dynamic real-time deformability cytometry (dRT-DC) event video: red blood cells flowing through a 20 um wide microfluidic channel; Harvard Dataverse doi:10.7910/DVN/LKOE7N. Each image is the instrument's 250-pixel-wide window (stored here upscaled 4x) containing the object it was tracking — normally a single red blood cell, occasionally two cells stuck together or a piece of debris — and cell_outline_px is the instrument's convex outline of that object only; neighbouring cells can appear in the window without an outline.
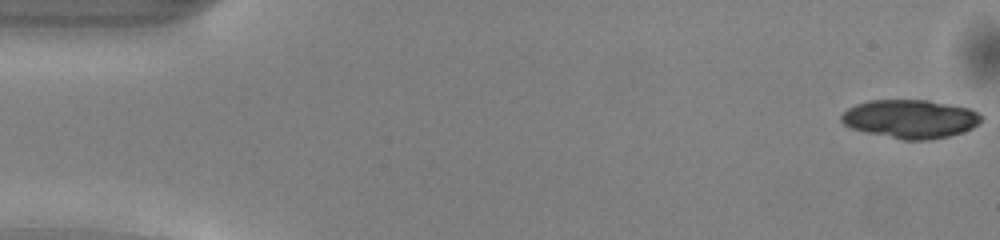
{"species": "common noctule bat (a hibernating species)", "species_latin": "Nyctalus noctula", "temperature_condition": "warm", "stored_images_in_passage": 50, "camera_frame_rate_fps": 3000, "um_per_image_px": 0.085, "animal": {"sex": "male", "body_mass_g": 13.0, "forearm_length_mm": 53.1}, "frame": {"image": 1, "passage_image": 1, "time_ms": 0.0, "image_size_px": [1000, 240], "cell_outline_px": [[984, 116], [972, 128], [964, 132], [948, 136], [928, 140], [904, 140], [864, 132], [852, 128], [844, 124], [840, 120], [840, 116], [848, 108], [856, 104], [868, 100], [928, 100], [972, 108], [980, 112]], "centroid_in_image_um": [77.4, 10.1], "position_along_channel_um": 7.6, "area_um2": 31.67}}
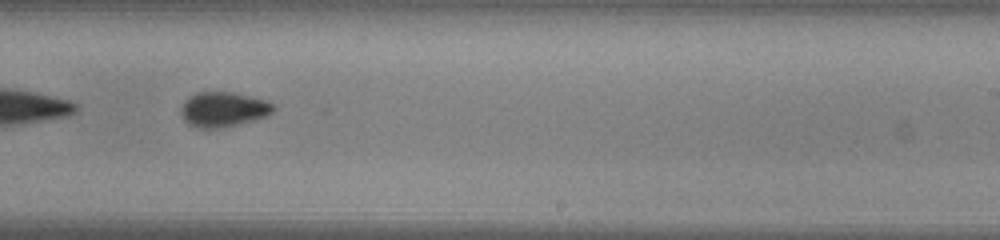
{"frame": {"image": 2, "passage_image": 31, "time_ms": 10.0, "image_size_px": [1000, 240], "cell_outline_px": [[276, 108], [268, 116], [220, 128], [196, 128], [188, 124], [184, 120], [180, 112], [180, 108], [184, 100], [188, 96], [196, 92], [232, 92], [264, 100], [276, 104]], "centroid_in_image_um": [18.95, 9.29], "position_along_channel_um": 270.1, "area_um2": 18.9}}
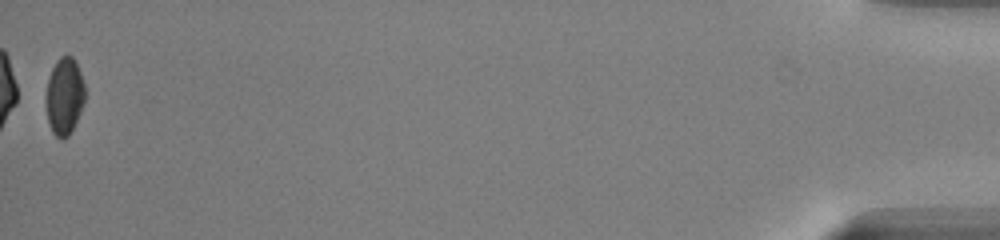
{"frame": {"image": 3, "passage_image": 50, "time_ms": 16.333, "image_size_px": [1000, 240], "cell_outline_px": [[84, 104], [68, 136], [60, 140], [52, 132], [48, 124], [44, 100], [48, 80], [52, 68], [56, 60], [60, 56], [72, 56], [80, 72], [84, 84]], "centroid_in_image_um": [5.44, 8.19], "position_along_channel_um": 429.8, "area_um2": 17.57}, "authors_computed_cell_mechanics": {"area_um2": 19.1607, "velocity_mm_per_s": 4.1238, "shape_relaxation_time_tau1_ms": 2.1744, "shape_relaxation_time_tau2_ms": 5.8364, "deformation_change_tau1": 0.066, "deformation_change_tau2": 0.0794}}